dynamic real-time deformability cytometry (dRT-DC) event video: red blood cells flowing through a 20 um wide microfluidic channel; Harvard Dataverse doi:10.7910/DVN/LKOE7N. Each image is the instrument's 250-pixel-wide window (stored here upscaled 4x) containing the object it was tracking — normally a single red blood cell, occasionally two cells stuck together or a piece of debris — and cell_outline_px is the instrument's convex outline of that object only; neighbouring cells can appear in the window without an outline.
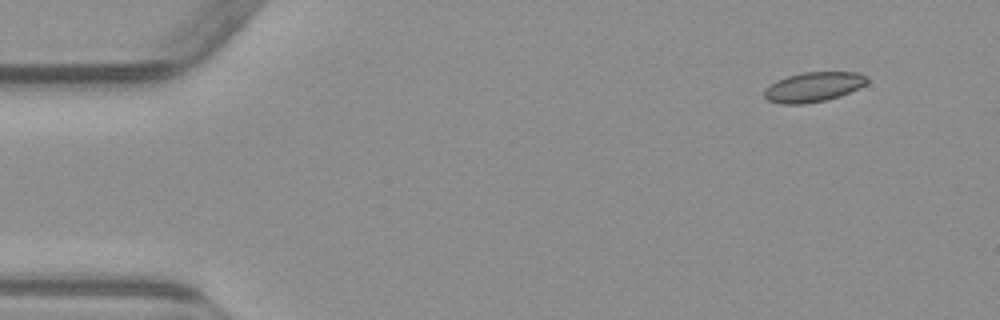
{"species": "common noctule bat (a hibernating species)", "species_latin": "Nyctalus noctula", "temperature_condition": "warm", "stored_images_in_passage": 4, "camera_frame_rate_fps": 3000, "um_per_image_px": 0.085, "animal": {"sex": "male", "body_mass_g": 23.1, "forearm_length_mm": 52.7}, "frame": {"image": 1, "passage_image": 1, "time_ms": 0.0, "image_size_px": [1000, 320], "cell_outline_px": [[868, 80], [860, 88], [840, 96], [824, 100], [804, 104], [780, 104], [768, 100], [764, 96], [764, 88], [776, 80], [788, 76], [804, 72], [856, 72], [868, 76]], "centroid_in_image_um": [69.13, 7.39], "position_along_channel_um": 15.9, "area_um2": 17.86}}